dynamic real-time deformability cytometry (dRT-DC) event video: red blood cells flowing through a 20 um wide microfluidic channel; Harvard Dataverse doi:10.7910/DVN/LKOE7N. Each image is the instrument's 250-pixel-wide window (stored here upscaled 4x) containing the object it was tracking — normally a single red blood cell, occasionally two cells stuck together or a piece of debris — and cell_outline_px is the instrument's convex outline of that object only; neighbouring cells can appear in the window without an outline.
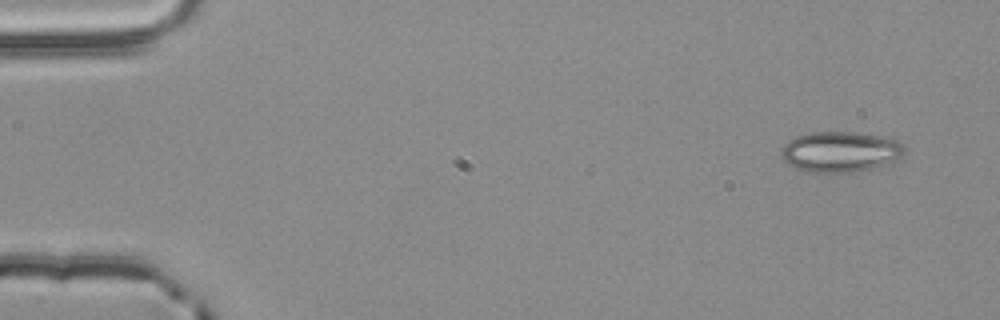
{"species": "common noctule bat (a hibernating species)", "species_latin": "Nyctalus noctula", "temperature_condition": "room temperature", "stored_images_in_passage": 5, "camera_frame_rate_fps": 3000, "um_per_image_px": 0.085, "animal": {"sex": "male", "body_mass_g": 20.4}, "frame": {"image": 1, "passage_image": 1, "time_ms": 0.0, "image_size_px": [1000, 320], "cell_outline_px": [[904, 156], [888, 164], [872, 168], [852, 172], [808, 172], [796, 168], [784, 160], [780, 156], [780, 148], [788, 140], [796, 136], [812, 132], [856, 132], [896, 140], [904, 148]], "centroid_in_image_um": [71.39, 12.9], "position_along_channel_um": 13.6, "area_um2": 29.07}}
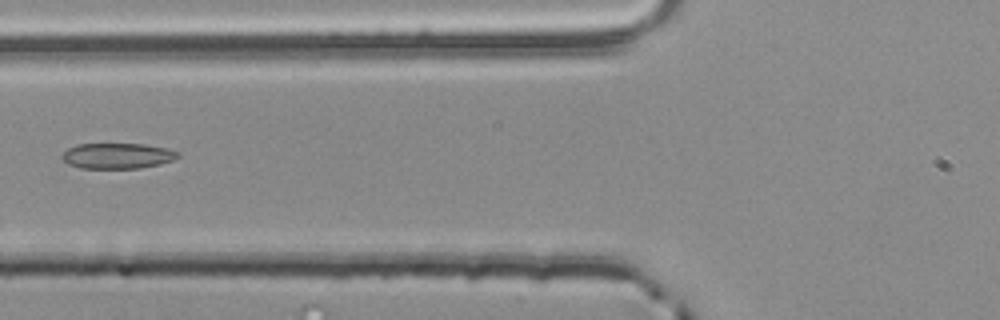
{"frame": {"image": 2, "passage_image": 5, "time_ms": 1.333, "image_size_px": [1000, 320], "cell_outline_px": [[180, 156], [172, 160], [160, 164], [140, 168], [80, 168], [68, 164], [60, 156], [68, 148], [76, 144], [144, 144], [164, 148], [180, 152]], "centroid_in_image_um": [9.97, 13.24], "position_along_channel_um": 115.8, "area_um2": 17.22}}